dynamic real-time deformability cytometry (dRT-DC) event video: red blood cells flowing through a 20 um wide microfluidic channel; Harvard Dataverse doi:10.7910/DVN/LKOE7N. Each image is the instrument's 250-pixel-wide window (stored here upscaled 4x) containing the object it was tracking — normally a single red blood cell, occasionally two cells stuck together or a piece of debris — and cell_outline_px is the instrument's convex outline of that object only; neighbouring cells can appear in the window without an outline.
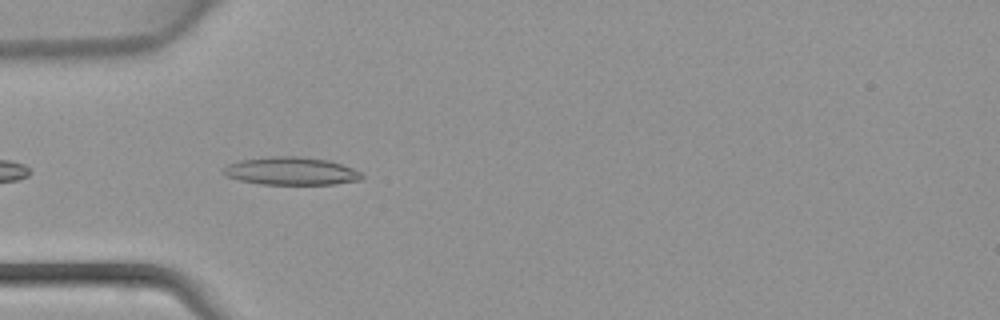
{"species": "common noctule bat (a hibernating species)", "species_latin": "Nyctalus noctula", "temperature_condition": "warm", "stored_images_in_passage": 6, "camera_frame_rate_fps": 3000, "um_per_image_px": 0.085, "animal": {"sex": "female", "body_mass_g": 22.7, "forearm_length_mm": 54.2}, "frame": {"image": 1, "passage_image": 2, "time_ms": 0.333, "image_size_px": [1000, 320], "cell_outline_px": [[364, 176], [360, 180], [336, 184], [260, 184], [240, 180], [224, 176], [220, 168], [228, 164], [240, 160], [268, 156], [300, 156], [332, 160], [352, 168], [360, 172]], "centroid_in_image_um": [24.72, 14.53], "position_along_channel_um": 60.3, "area_um2": 22.83}}
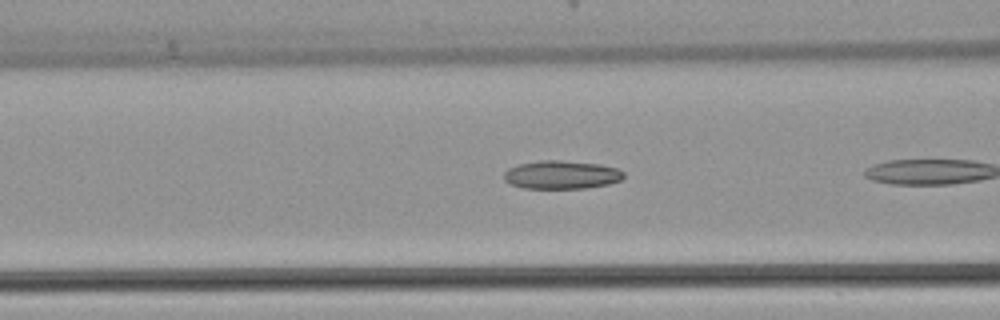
{"frame": {"image": 2, "passage_image": 4, "time_ms": 1.0, "image_size_px": [1000, 320], "cell_outline_px": [[624, 176], [620, 180], [608, 184], [584, 188], [524, 188], [512, 184], [504, 180], [504, 172], [508, 168], [520, 164], [540, 160], [560, 160], [600, 164], [616, 168], [624, 172]], "centroid_in_image_um": [47.72, 14.85], "position_along_channel_um": 118.9, "area_um2": 19.65}}